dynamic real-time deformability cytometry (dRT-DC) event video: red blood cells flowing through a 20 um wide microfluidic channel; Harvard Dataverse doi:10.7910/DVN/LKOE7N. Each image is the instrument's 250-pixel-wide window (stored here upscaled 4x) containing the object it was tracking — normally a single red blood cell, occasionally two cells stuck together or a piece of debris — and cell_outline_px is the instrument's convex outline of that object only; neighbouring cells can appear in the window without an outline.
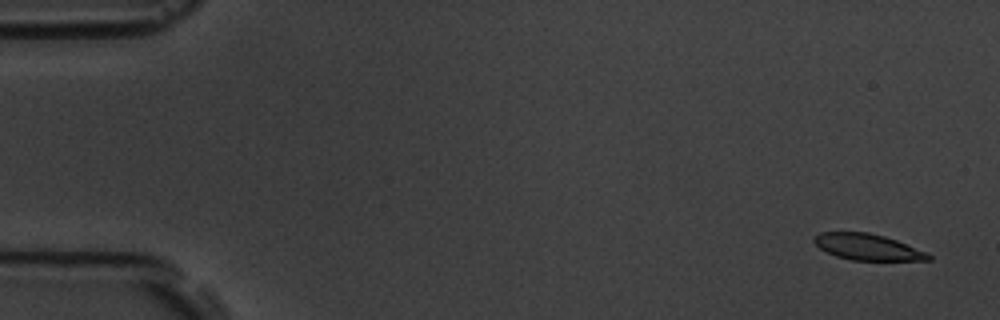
{"species": "common noctule bat (a hibernating species)", "species_latin": "Nyctalus noctula", "temperature_condition": "room temperature", "stored_images_in_passage": 5, "camera_frame_rate_fps": 3000, "um_per_image_px": 0.085, "animal": {"sex": "male", "body_mass_g": 19.5, "forearm_length_mm": 54.6}, "frame": {"image": 1, "passage_image": 1, "time_ms": 0.0, "image_size_px": [1000, 320], "cell_outline_px": [[932, 260], [852, 260], [836, 256], [820, 248], [812, 240], [812, 236], [820, 232], [868, 232], [884, 236], [896, 240], [928, 252], [932, 256]], "centroid_in_image_um": [73.74, 20.99], "position_along_channel_um": 11.3, "area_um2": 17.46}}
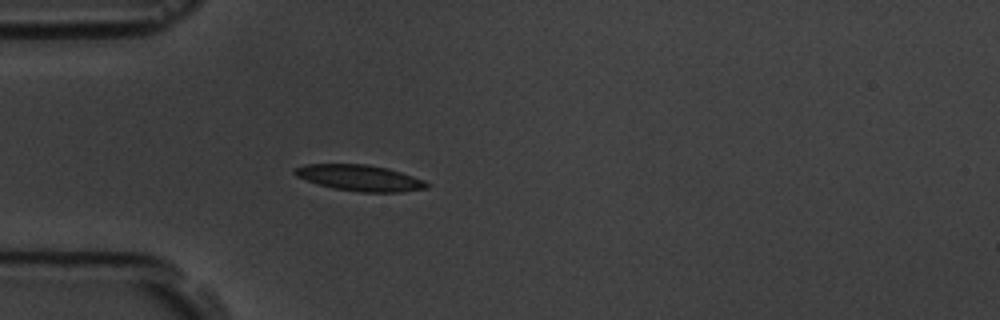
{"frame": {"image": 2, "passage_image": 5, "time_ms": 4.667, "image_size_px": [1000, 320], "cell_outline_px": [[428, 188], [400, 192], [360, 192], [332, 188], [316, 184], [296, 176], [292, 172], [292, 168], [304, 164], [364, 164], [388, 168], [424, 180], [428, 184]], "centroid_in_image_um": [30.52, 15.12], "position_along_channel_um": 54.5, "area_um2": 20.11}}